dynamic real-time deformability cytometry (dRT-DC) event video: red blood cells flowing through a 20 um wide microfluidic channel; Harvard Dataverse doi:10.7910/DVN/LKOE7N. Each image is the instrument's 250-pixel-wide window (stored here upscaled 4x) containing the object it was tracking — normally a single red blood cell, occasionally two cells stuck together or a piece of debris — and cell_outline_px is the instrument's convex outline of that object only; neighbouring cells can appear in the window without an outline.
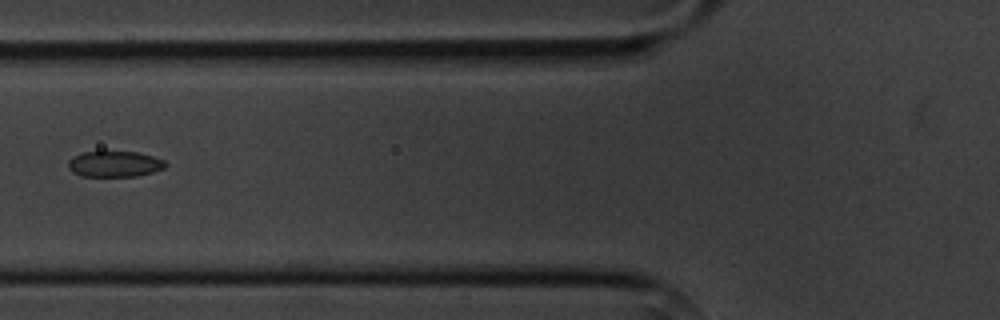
{"species": "common noctule bat (a hibernating species)", "species_latin": "Nyctalus noctula", "temperature_condition": "cold", "stored_images_in_passage": 9, "camera_frame_rate_fps": 3000, "um_per_image_px": 0.085, "animal": {"sex": "male", "body_mass_g": 20.1, "forearm_length_mm": 53.5}, "frame": {"image": 1, "passage_image": 6, "time_ms": 6.0, "image_size_px": [1000, 320], "cell_outline_px": [[168, 164], [164, 168], [152, 172], [136, 176], [80, 176], [72, 172], [68, 168], [68, 160], [72, 156], [84, 152], [136, 152], [152, 156], [164, 160]], "centroid_in_image_um": [9.71, 13.94], "position_along_channel_um": 116.1, "area_um2": 14.62}}
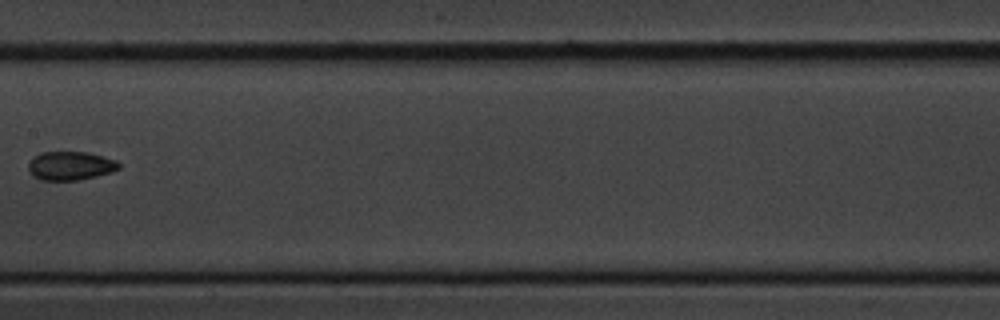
{"frame": {"image": 2, "passage_image": 8, "time_ms": 8.333, "image_size_px": [1000, 320], "cell_outline_px": [[120, 168], [112, 172], [96, 176], [76, 180], [40, 180], [28, 168], [28, 164], [32, 156], [40, 152], [88, 152], [104, 156], [116, 160], [120, 164]], "centroid_in_image_um": [6.0, 14.07], "position_along_channel_um": 201.4, "area_um2": 15.14}}
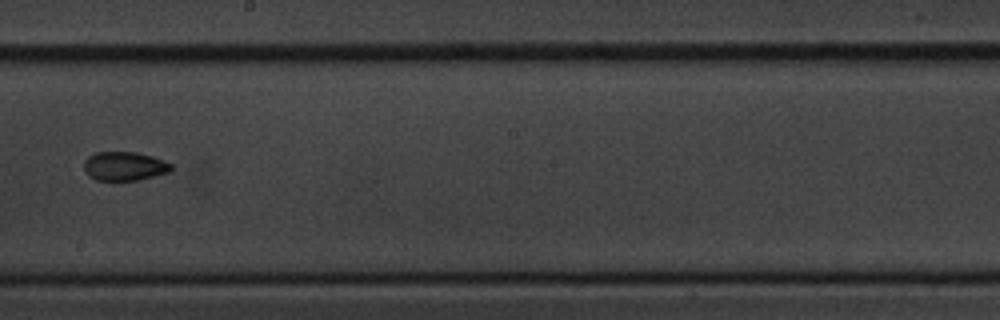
{"frame": {"image": 3, "passage_image": 9, "time_ms": 9.333, "image_size_px": [1000, 320], "cell_outline_px": [[172, 168], [168, 172], [140, 180], [96, 180], [88, 176], [84, 168], [84, 160], [88, 156], [96, 152], [136, 152], [152, 156], [164, 160], [172, 164]], "centroid_in_image_um": [10.56, 14.12], "position_along_channel_um": 237.6, "area_um2": 14.74}}